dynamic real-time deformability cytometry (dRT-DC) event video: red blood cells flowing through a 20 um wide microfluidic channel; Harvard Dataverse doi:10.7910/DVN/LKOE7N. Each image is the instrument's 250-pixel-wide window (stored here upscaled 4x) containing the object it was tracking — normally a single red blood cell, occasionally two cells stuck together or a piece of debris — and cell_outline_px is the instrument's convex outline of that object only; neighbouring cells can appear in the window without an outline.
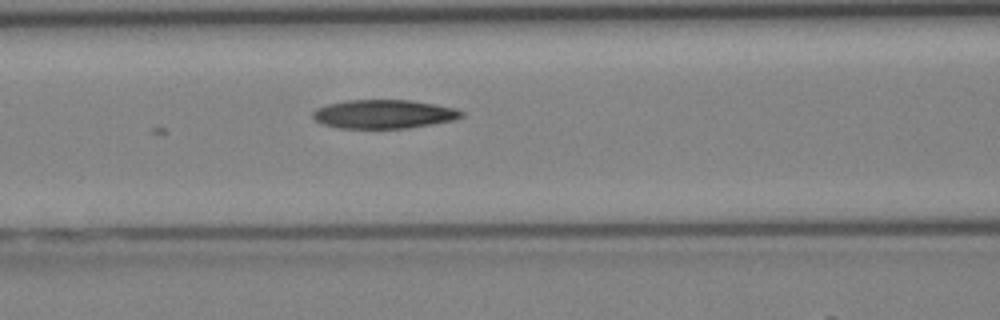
{"species": "Egyptian fruit bat (a non-hibernating species)", "species_latin": "Rousettus aegyptiacus", "temperature_condition": "cold", "stored_images_in_passage": 6, "camera_frame_rate_fps": 3000, "um_per_image_px": 0.085, "animal": {"sex": "female"}, "frame": {"image": 1, "passage_image": 6, "time_ms": 1.667, "image_size_px": [1000, 320], "cell_outline_px": [[464, 116], [452, 120], [432, 124], [408, 128], [336, 128], [324, 124], [316, 120], [312, 116], [312, 112], [316, 108], [328, 104], [348, 100], [412, 100], [436, 104], [456, 108], [464, 112]], "centroid_in_image_um": [32.64, 9.69], "position_along_channel_um": 134.0, "area_um2": 24.97}}